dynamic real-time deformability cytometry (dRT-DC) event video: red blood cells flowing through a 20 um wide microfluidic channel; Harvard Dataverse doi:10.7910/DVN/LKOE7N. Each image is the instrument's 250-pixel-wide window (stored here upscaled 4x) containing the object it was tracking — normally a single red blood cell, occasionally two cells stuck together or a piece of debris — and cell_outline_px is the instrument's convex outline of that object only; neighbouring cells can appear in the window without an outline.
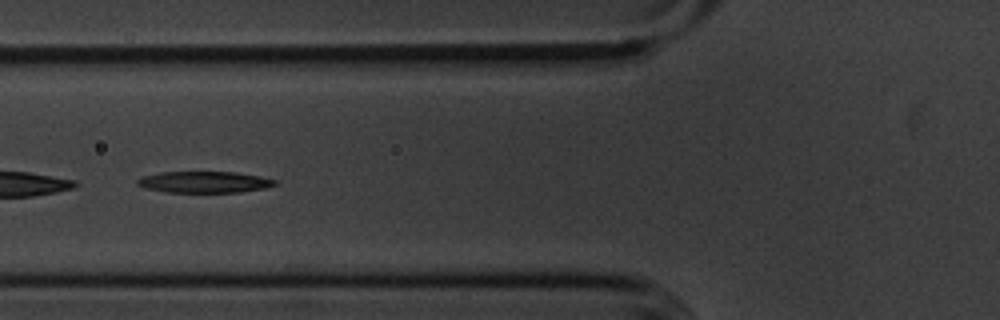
{"species": "common noctule bat (a hibernating species)", "species_latin": "Nyctalus noctula", "temperature_condition": "cold", "stored_images_in_passage": 40, "segment_of_instrument_passage": [1, 2], "camera_frame_rate_fps": 3000, "um_per_image_px": 0.085, "animal": {"sex": "male", "body_mass_g": 20.1, "forearm_length_mm": 53.5}, "frame": {"image": 1, "passage_image": 13, "time_ms": 4.0, "image_size_px": [1000, 320], "cell_outline_px": [[276, 184], [264, 188], [240, 192], [168, 192], [144, 188], [136, 184], [136, 180], [144, 176], [160, 172], [236, 172], [260, 176], [276, 180]], "centroid_in_image_um": [17.35, 15.47], "position_along_channel_um": 108.5, "area_um2": 17.05}}
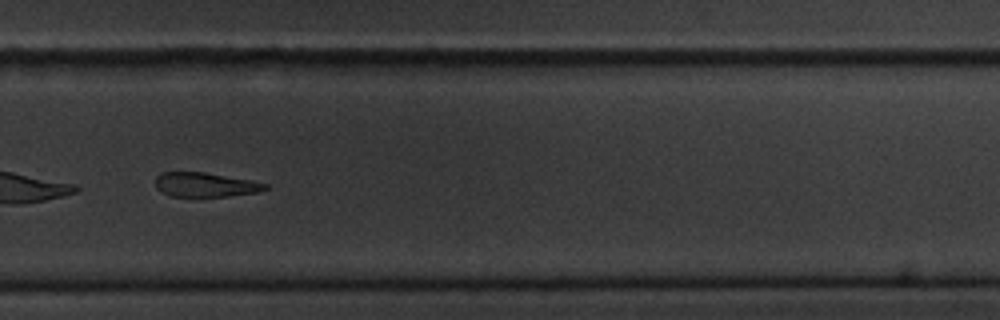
{"frame": {"image": 2, "passage_image": 30, "time_ms": 9.667, "image_size_px": [1000, 320], "cell_outline_px": [[268, 188], [256, 192], [228, 196], [172, 196], [156, 188], [156, 176], [160, 172], [204, 172], [248, 180], [268, 184]], "centroid_in_image_um": [17.42, 15.69], "position_along_channel_um": 312.4, "area_um2": 15.26}}
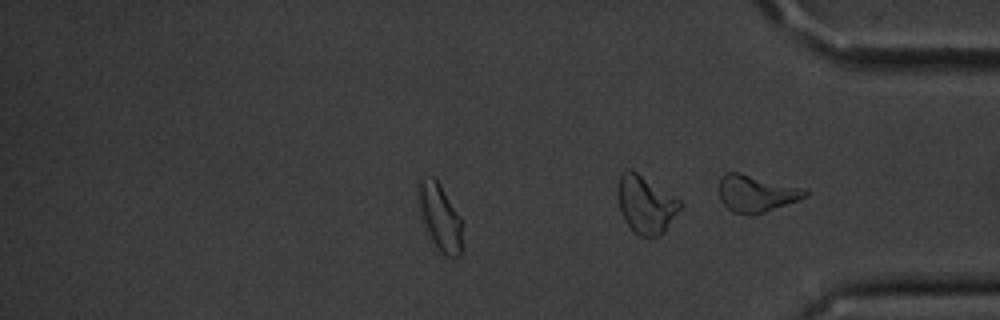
{"frame": {"image": 3, "passage_image": 35, "time_ms": 11.333, "image_size_px": [1000, 320], "cell_outline_px": [[464, 224], [460, 256], [448, 256], [440, 252], [432, 240], [428, 232], [416, 204], [416, 184], [420, 176], [432, 176], [440, 184], [460, 216]], "centroid_in_image_um": [37.36, 18.38], "position_along_channel_um": 397.8, "area_um2": 17.63}}